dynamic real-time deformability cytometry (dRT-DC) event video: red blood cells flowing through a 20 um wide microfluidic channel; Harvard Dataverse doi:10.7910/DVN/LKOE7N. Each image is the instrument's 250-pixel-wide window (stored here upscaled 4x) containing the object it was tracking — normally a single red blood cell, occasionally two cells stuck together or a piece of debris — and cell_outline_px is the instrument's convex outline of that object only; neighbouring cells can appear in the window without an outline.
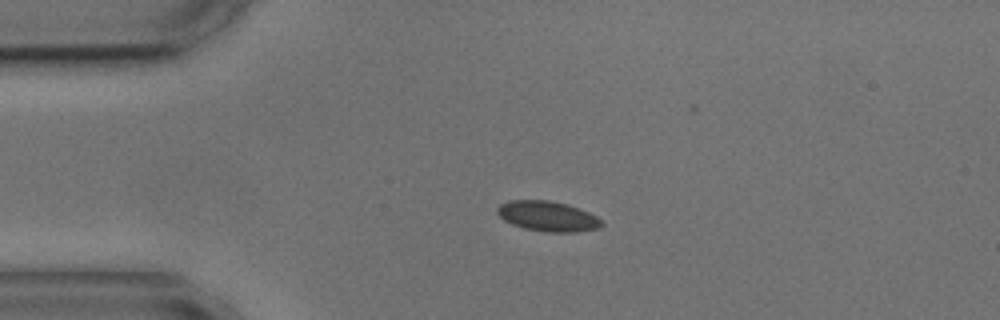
{"species": "common noctule bat (a hibernating species)", "species_latin": "Nyctalus noctula", "temperature_condition": "cold", "stored_images_in_passage": 4, "camera_frame_rate_fps": 3000, "um_per_image_px": 0.085, "animal": {"sex": "male", "body_mass_g": 17.9, "forearm_length_mm": 54.2}, "frame": {"image": 1, "passage_image": 2, "time_ms": 2.0, "image_size_px": [1000, 320], "cell_outline_px": [[604, 224], [600, 228], [576, 232], [548, 232], [524, 228], [512, 224], [504, 220], [496, 212], [496, 208], [500, 204], [508, 200], [548, 200], [568, 204], [588, 212], [596, 216]], "centroid_in_image_um": [46.54, 18.37], "position_along_channel_um": 38.5, "area_um2": 18.38}}